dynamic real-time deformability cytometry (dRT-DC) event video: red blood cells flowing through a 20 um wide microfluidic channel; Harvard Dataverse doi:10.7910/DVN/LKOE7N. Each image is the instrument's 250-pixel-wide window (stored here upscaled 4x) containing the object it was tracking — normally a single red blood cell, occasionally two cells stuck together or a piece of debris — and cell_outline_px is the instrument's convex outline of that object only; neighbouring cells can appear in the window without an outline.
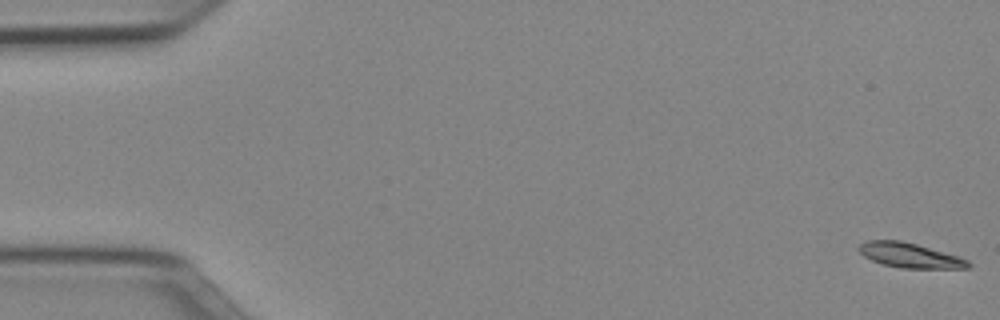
{"species": "Egyptian fruit bat (a non-hibernating species)", "species_latin": "Rousettus aegyptiacus", "temperature_condition": "cold", "stored_images_in_passage": 52, "camera_frame_rate_fps": 3000, "um_per_image_px": 0.085, "animal": {"sex": "female"}, "frame": {"image": 1, "passage_image": 1, "time_ms": 0.0, "image_size_px": [1000, 320], "cell_outline_px": [[972, 264], [968, 268], [900, 268], [884, 264], [872, 260], [864, 256], [856, 248], [860, 244], [868, 240], [900, 240], [916, 244], [960, 256], [968, 260]], "centroid_in_image_um": [77.35, 21.7], "position_along_channel_um": 7.7, "area_um2": 15.78}}
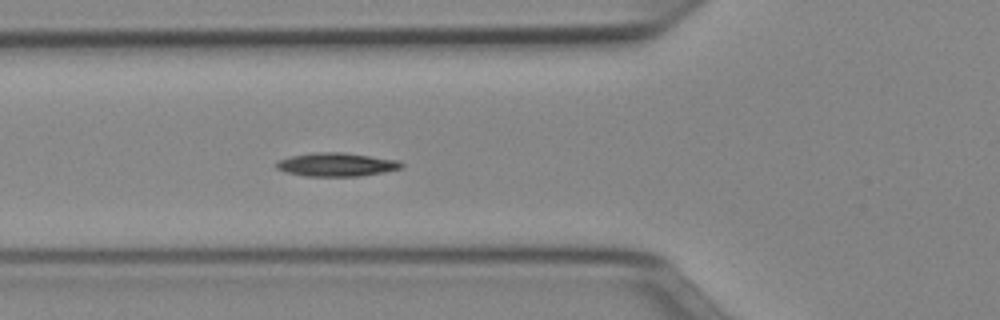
{"frame": {"image": 2, "passage_image": 19, "time_ms": 6.0, "image_size_px": [1000, 320], "cell_outline_px": [[404, 164], [400, 168], [384, 172], [360, 176], [304, 176], [284, 172], [276, 168], [276, 164], [280, 160], [292, 156], [316, 152], [344, 152], [400, 160]], "centroid_in_image_um": [28.62, 13.99], "position_along_channel_um": 97.2, "area_um2": 17.17}}
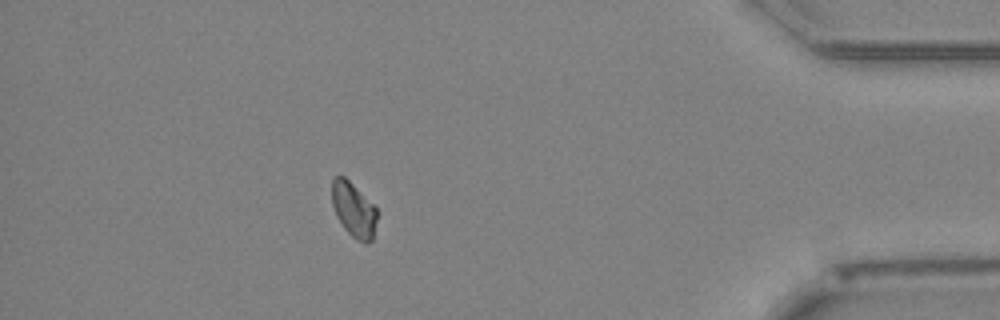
{"frame": {"image": 3, "passage_image": 46, "time_ms": 15.0, "image_size_px": [1000, 320], "cell_outline_px": [[376, 220], [372, 240], [364, 244], [356, 240], [344, 228], [336, 216], [332, 204], [332, 180], [336, 176], [344, 176], [376, 208]], "centroid_in_image_um": [30.04, 17.85], "position_along_channel_um": 405.2, "area_um2": 14.1}}